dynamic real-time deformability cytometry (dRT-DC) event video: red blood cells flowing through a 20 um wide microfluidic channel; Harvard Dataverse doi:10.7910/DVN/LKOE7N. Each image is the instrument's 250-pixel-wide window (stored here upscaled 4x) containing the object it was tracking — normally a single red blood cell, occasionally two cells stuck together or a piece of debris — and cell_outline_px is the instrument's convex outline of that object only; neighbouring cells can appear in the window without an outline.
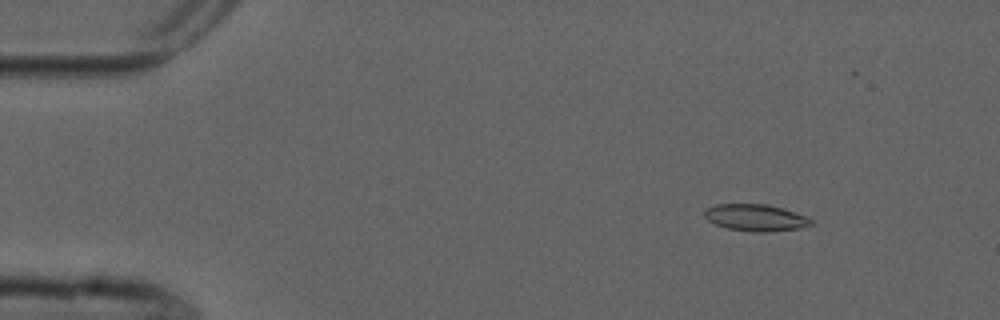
{"species": "common noctule bat (a hibernating species)", "species_latin": "Nyctalus noctula", "temperature_condition": "cold", "stored_images_in_passage": 5, "camera_frame_rate_fps": 3000, "um_per_image_px": 0.085, "animal": {"sex": "male", "forearm_length_mm": 52.5}, "frame": {"image": 1, "passage_image": 2, "time_ms": 1.0, "image_size_px": [1000, 320], "cell_outline_px": [[812, 224], [800, 228], [768, 232], [752, 232], [728, 228], [716, 224], [708, 220], [704, 216], [704, 212], [708, 208], [716, 204], [768, 204], [804, 216], [812, 220]], "centroid_in_image_um": [64.2, 18.5], "position_along_channel_um": 20.8, "area_um2": 16.36}}
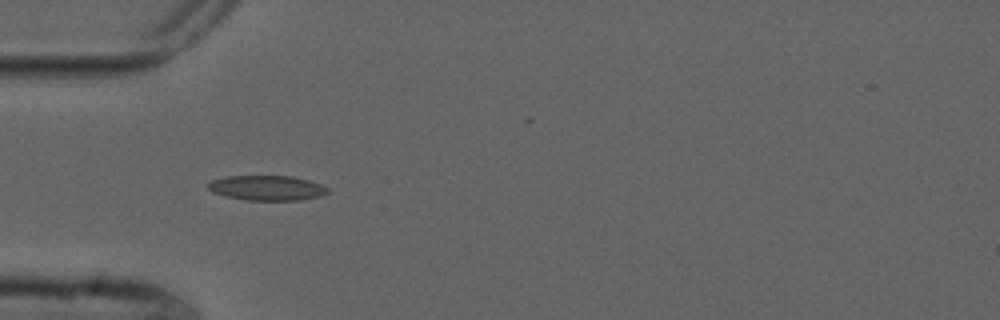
{"frame": {"image": 2, "passage_image": 4, "time_ms": 4.333, "image_size_px": [1000, 320], "cell_outline_px": [[328, 192], [320, 196], [300, 200], [248, 200], [224, 196], [212, 192], [208, 188], [208, 184], [212, 180], [224, 176], [292, 176], [308, 180], [320, 184], [328, 188]], "centroid_in_image_um": [22.67, 15.97], "position_along_channel_um": 62.3, "area_um2": 17.34}}
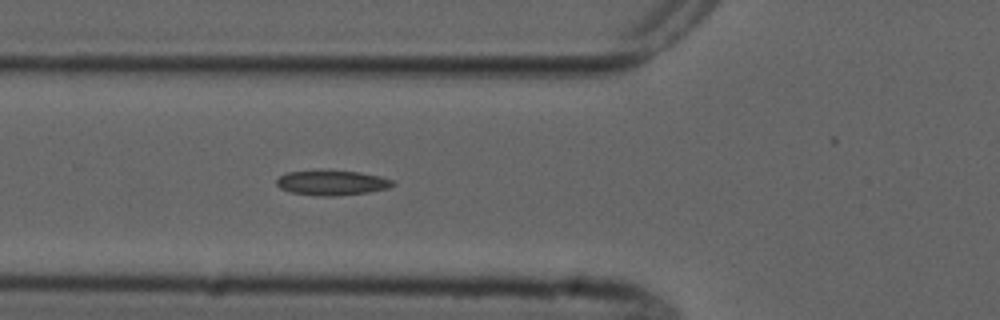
{"frame": {"image": 3, "passage_image": 5, "time_ms": 5.333, "image_size_px": [1000, 320], "cell_outline_px": [[396, 184], [388, 188], [368, 192], [336, 196], [320, 196], [292, 192], [280, 188], [276, 184], [276, 180], [280, 176], [288, 172], [320, 168], [360, 172], [380, 176], [392, 180]], "centroid_in_image_um": [28.2, 15.5], "position_along_channel_um": 97.6, "area_um2": 17.34}}